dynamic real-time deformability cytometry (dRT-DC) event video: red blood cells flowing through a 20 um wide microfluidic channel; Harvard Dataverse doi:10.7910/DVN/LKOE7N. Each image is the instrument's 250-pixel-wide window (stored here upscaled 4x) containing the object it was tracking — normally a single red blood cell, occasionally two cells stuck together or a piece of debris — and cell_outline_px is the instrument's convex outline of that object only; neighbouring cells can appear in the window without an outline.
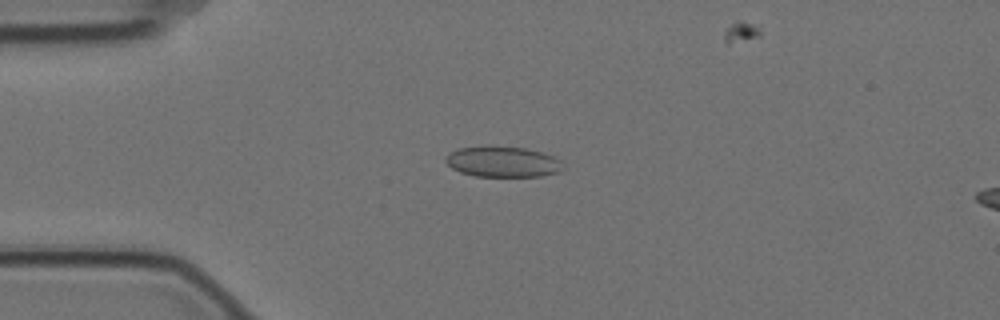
{"species": "Egyptian fruit bat (a non-hibernating species)", "species_latin": "Rousettus aegyptiacus", "temperature_condition": "cold", "stored_images_in_passage": 58, "camera_frame_rate_fps": 3000, "um_per_image_px": 0.085, "animal": {"sex": "female"}, "frame": {"image": 1, "passage_image": 13, "time_ms": 4.0, "image_size_px": [1000, 320], "cell_outline_px": [[564, 168], [560, 172], [540, 176], [476, 176], [460, 172], [452, 168], [444, 160], [444, 156], [448, 152], [456, 148], [488, 144], [524, 148], [540, 152], [552, 156], [560, 160]], "centroid_in_image_um": [42.67, 13.72], "position_along_channel_um": 42.3, "area_um2": 21.44}}
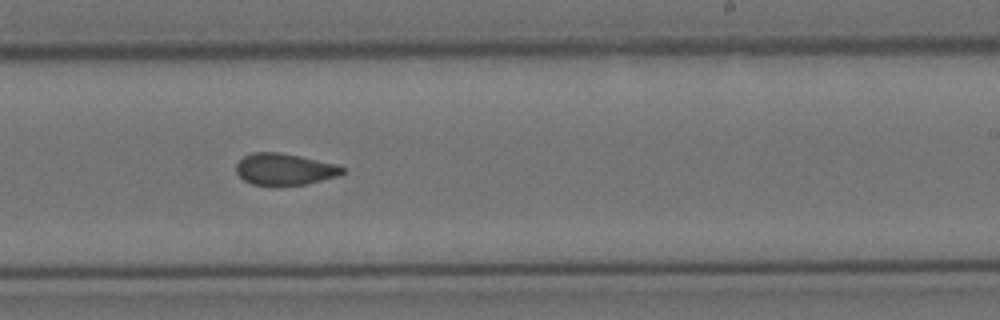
{"frame": {"image": 2, "passage_image": 34, "time_ms": 11.0, "image_size_px": [1000, 320], "cell_outline_px": [[348, 168], [344, 172], [336, 176], [308, 184], [252, 184], [244, 180], [236, 172], [236, 164], [244, 156], [252, 152], [280, 152], [300, 156], [336, 164]], "centroid_in_image_um": [24.2, 14.36], "position_along_channel_um": 264.8, "area_um2": 19.36}}
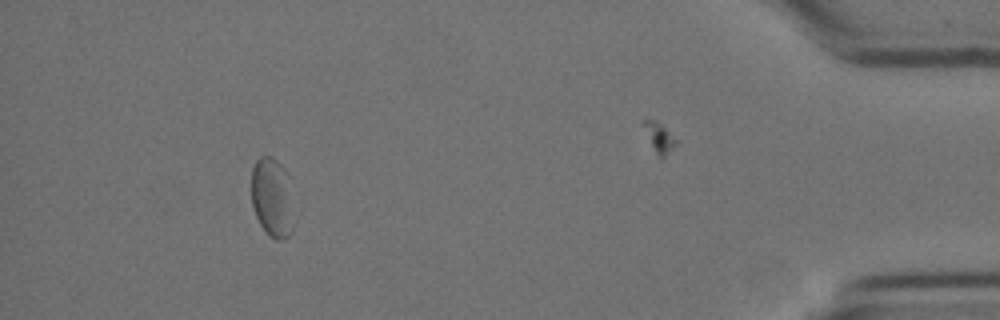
{"frame": {"image": 3, "passage_image": 52, "time_ms": 17.0, "image_size_px": [1000, 320], "cell_outline_px": [[292, 232], [284, 240], [276, 240], [260, 224], [256, 216], [252, 204], [252, 168], [256, 160], [260, 156], [272, 156], [284, 168], [292, 228]], "centroid_in_image_um": [23.05, 16.78], "position_along_channel_um": 412.1, "area_um2": 18.44}, "authors_computed_cell_mechanics": {"area_um2": 20.5479, "velocity_mm_per_s": 3.4888, "shape_relaxation_time_tau1_ms": null, "shape_relaxation_time_tau2_ms": 1.5925, "deformation_change_tau1": null, "deformation_change_tau2": 0.0605}}